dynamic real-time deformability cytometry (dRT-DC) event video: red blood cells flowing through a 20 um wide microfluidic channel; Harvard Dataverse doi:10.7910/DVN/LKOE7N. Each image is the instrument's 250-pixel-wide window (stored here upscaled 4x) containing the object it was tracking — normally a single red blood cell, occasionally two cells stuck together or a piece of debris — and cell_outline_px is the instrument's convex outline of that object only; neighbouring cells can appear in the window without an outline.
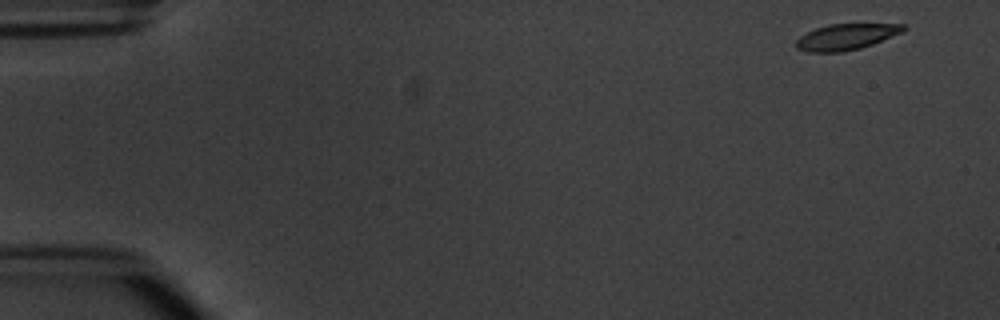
{"species": "common noctule bat (a hibernating species)", "species_latin": "Nyctalus noctula", "temperature_condition": "warm", "stored_images_in_passage": 8, "camera_frame_rate_fps": 3000, "um_per_image_px": 0.085, "animal": {"sex": "male", "body_mass_g": 20.1, "forearm_length_mm": 53.5}, "frame": {"image": 1, "passage_image": 1, "time_ms": 0.0, "image_size_px": [1000, 320], "cell_outline_px": [[908, 28], [904, 32], [872, 44], [860, 48], [840, 52], [808, 52], [796, 48], [796, 40], [800, 36], [816, 28], [828, 24], [904, 24]], "centroid_in_image_um": [71.94, 3.13], "position_along_channel_um": 13.1, "area_um2": 16.24}}
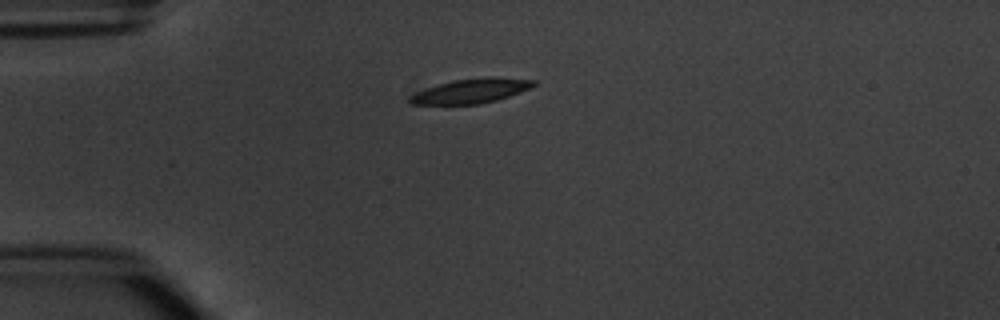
{"frame": {"image": 2, "passage_image": 4, "time_ms": 3.667, "image_size_px": [1000, 320], "cell_outline_px": [[536, 84], [532, 88], [496, 100], [480, 104], [412, 104], [408, 100], [408, 96], [416, 92], [440, 84], [456, 80], [488, 76], [500, 76], [536, 80]], "centroid_in_image_um": [40.11, 7.71], "position_along_channel_um": 44.9, "area_um2": 17.69}}
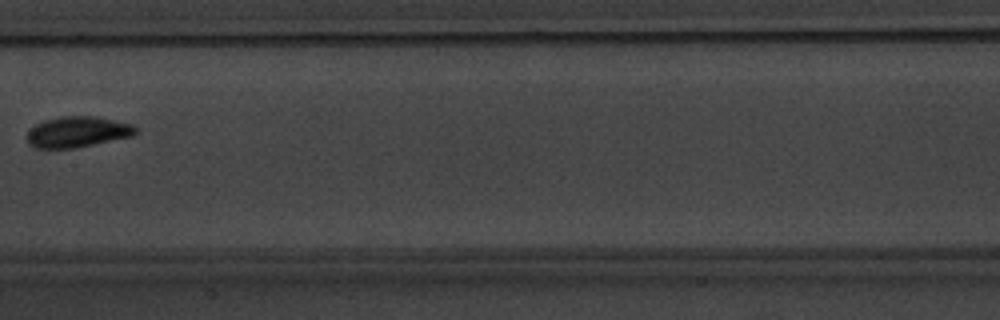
{"frame": {"image": 3, "passage_image": 8, "time_ms": 8.333, "image_size_px": [1000, 320], "cell_outline_px": [[140, 132], [132, 136], [76, 148], [36, 148], [28, 144], [28, 132], [36, 124], [44, 120], [60, 116], [92, 116], [132, 124]], "centroid_in_image_um": [6.6, 11.21], "position_along_channel_um": 200.8, "area_um2": 19.42}}